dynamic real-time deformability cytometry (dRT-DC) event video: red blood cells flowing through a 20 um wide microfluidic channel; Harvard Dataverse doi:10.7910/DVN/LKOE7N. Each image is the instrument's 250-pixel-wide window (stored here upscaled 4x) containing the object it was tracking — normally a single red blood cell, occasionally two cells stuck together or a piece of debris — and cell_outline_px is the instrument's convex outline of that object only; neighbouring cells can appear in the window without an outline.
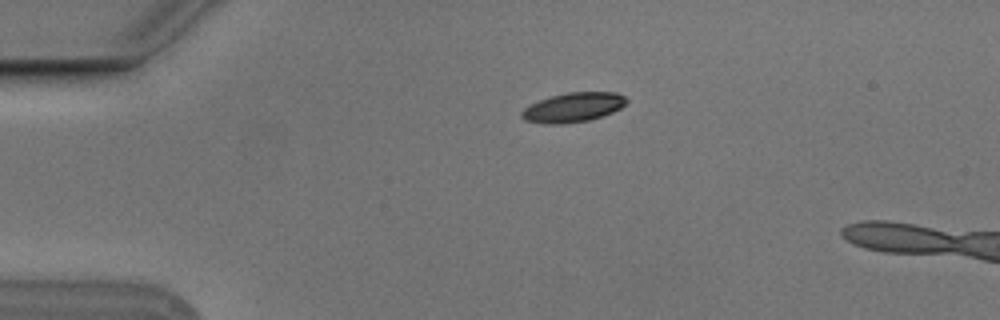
{"species": "Egyptian fruit bat (a non-hibernating species)", "species_latin": "Rousettus aegyptiacus", "temperature_condition": "cold", "stored_images_in_passage": 4, "camera_frame_rate_fps": 3000, "um_per_image_px": 0.085, "animal": {"sex": "male"}, "frame": {"image": 1, "passage_image": 2, "time_ms": 0.333, "image_size_px": [1000, 320], "cell_outline_px": [[628, 104], [604, 116], [588, 120], [560, 124], [544, 124], [524, 120], [520, 116], [520, 112], [524, 108], [540, 100], [552, 96], [568, 92], [616, 92], [624, 96], [628, 100]], "centroid_in_image_um": [48.74, 9.13], "position_along_channel_um": 36.3, "area_um2": 18.03}}